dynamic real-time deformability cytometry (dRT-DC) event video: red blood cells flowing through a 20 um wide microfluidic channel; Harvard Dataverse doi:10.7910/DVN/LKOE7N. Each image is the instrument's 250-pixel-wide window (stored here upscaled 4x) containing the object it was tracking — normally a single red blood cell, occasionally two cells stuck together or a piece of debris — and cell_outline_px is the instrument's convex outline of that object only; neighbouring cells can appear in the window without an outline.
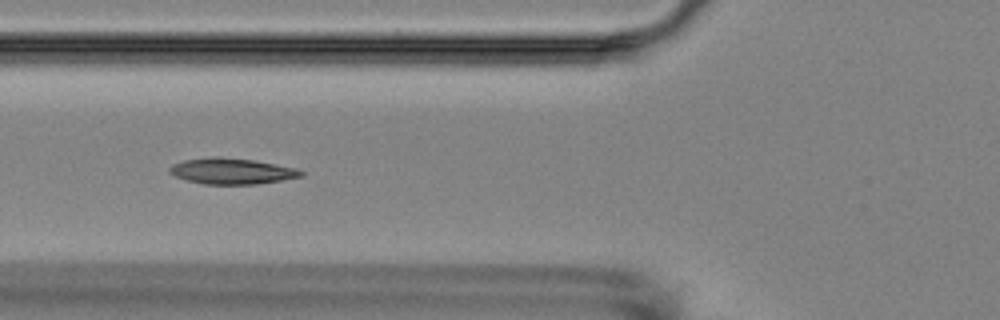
{"species": "Egyptian fruit bat (a non-hibernating species)", "species_latin": "Rousettus aegyptiacus", "temperature_condition": "room temperature", "stored_images_in_passage": 6, "camera_frame_rate_fps": 3000, "um_per_image_px": 0.085, "animal": {"sex": "female"}, "frame": {"image": 1, "passage_image": 5, "time_ms": 5.667, "image_size_px": [1000, 320], "cell_outline_px": [[304, 176], [256, 184], [204, 184], [188, 180], [176, 176], [168, 172], [168, 168], [172, 164], [184, 160], [212, 156], [216, 156], [252, 160], [296, 168], [304, 172]], "centroid_in_image_um": [19.67, 14.54], "position_along_channel_um": 106.1, "area_um2": 19.71}}
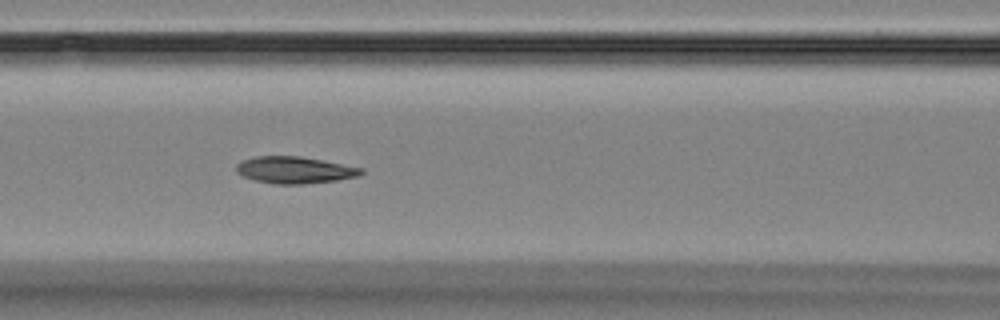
{"frame": {"image": 2, "passage_image": 6, "time_ms": 6.667, "image_size_px": [1000, 320], "cell_outline_px": [[364, 172], [360, 176], [336, 180], [304, 184], [276, 184], [256, 180], [244, 176], [236, 172], [236, 164], [244, 160], [256, 156], [300, 156], [364, 168]], "centroid_in_image_um": [25.07, 14.45], "position_along_channel_um": 141.5, "area_um2": 19.42}}